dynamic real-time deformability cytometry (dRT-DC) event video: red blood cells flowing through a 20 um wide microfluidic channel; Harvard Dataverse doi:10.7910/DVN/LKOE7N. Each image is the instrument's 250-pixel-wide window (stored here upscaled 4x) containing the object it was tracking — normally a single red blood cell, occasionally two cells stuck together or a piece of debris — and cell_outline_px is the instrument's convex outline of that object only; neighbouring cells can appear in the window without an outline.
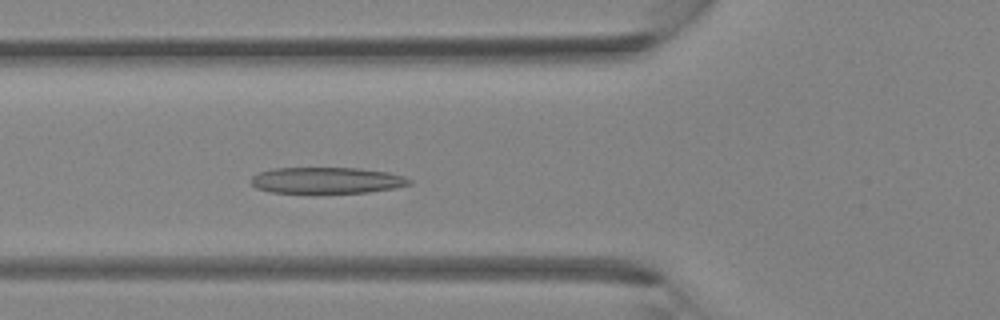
{"species": "Egyptian fruit bat (a non-hibernating species)", "species_latin": "Rousettus aegyptiacus", "temperature_condition": "room temperature", "stored_images_in_passage": 38, "camera_frame_rate_fps": 3000, "um_per_image_px": 0.085, "animal": {"sex": "female"}, "frame": {"image": 1, "passage_image": 13, "time_ms": 4.0, "image_size_px": [1000, 320], "cell_outline_px": [[412, 184], [396, 188], [368, 192], [272, 192], [256, 188], [252, 184], [252, 176], [260, 172], [272, 168], [356, 168], [388, 172], [404, 176], [412, 180]], "centroid_in_image_um": [27.81, 15.32], "position_along_channel_um": 98.0, "area_um2": 23.99}}
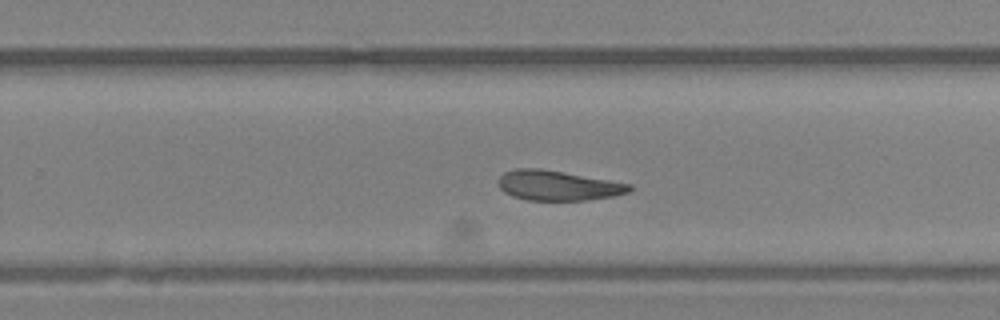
{"frame": {"image": 2, "passage_image": 24, "time_ms": 7.667, "image_size_px": [1000, 320], "cell_outline_px": [[632, 188], [628, 192], [612, 196], [588, 200], [528, 200], [512, 196], [504, 192], [500, 188], [496, 180], [504, 172], [516, 168], [540, 168], [632, 184]], "centroid_in_image_um": [47.37, 15.76], "position_along_channel_um": 282.4, "area_um2": 22.83}}
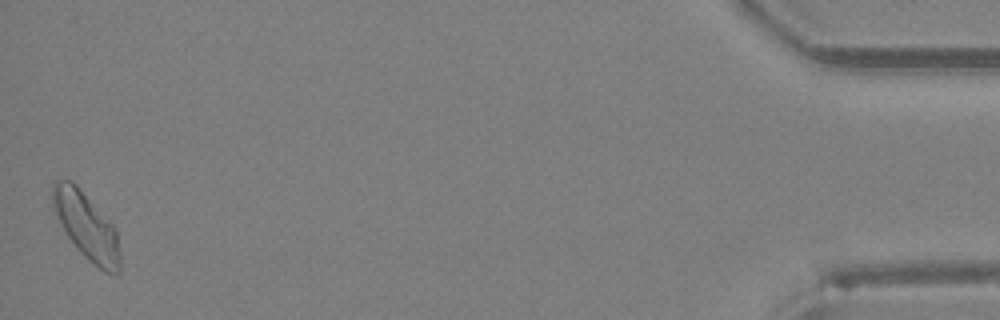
{"frame": {"image": 3, "passage_image": 38, "time_ms": 12.333, "image_size_px": [1000, 320], "cell_outline_px": [[120, 272], [104, 272], [88, 260], [76, 248], [60, 224], [56, 216], [52, 204], [52, 184], [56, 180], [72, 180], [76, 184], [112, 224], [116, 232], [120, 256]], "centroid_in_image_um": [7.32, 19.21], "position_along_channel_um": 427.9, "area_um2": 25.89}}